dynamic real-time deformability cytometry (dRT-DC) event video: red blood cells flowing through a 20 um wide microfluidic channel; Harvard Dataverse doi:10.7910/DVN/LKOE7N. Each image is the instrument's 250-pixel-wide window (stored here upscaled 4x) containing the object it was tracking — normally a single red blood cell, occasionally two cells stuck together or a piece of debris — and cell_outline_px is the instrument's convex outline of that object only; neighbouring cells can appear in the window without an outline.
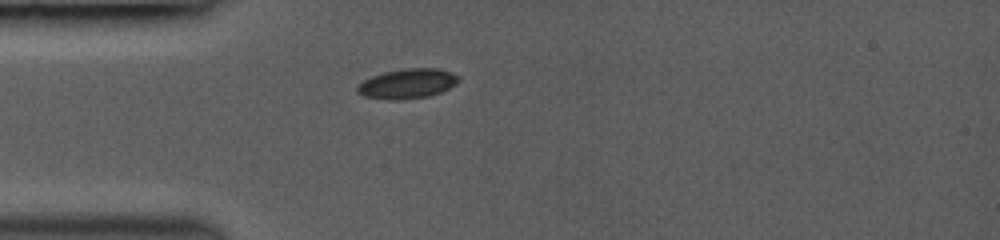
{"species": "common noctule bat (a hibernating species)", "species_latin": "Nyctalus noctula", "temperature_condition": "room temperature", "stored_images_in_passage": 28, "camera_frame_rate_fps": 3000, "um_per_image_px": 0.085, "animal": {"sex": "female", "body_mass_g": 19.0, "forearm_length_mm": 53.3}, "frame": {"image": 1, "passage_image": 1, "time_ms": 0.0, "image_size_px": [1000, 240], "cell_outline_px": [[460, 80], [456, 84], [440, 92], [428, 96], [400, 100], [388, 100], [364, 96], [356, 92], [356, 84], [372, 76], [384, 72], [408, 68], [440, 68], [452, 72], [460, 76]], "centroid_in_image_um": [34.62, 7.11], "position_along_channel_um": 50.4, "area_um2": 17.74}}
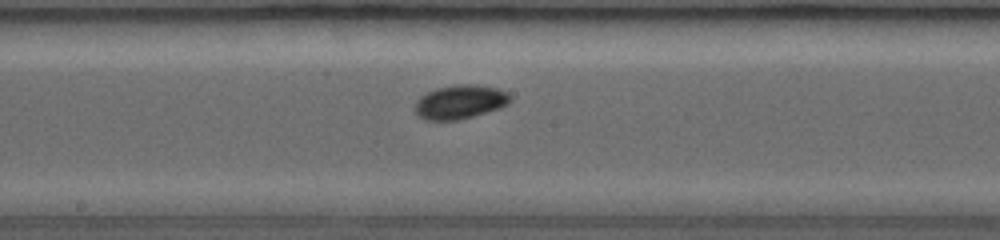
{"frame": {"image": 2, "passage_image": 11, "time_ms": 4.0, "image_size_px": [1000, 240], "cell_outline_px": [[512, 100], [508, 104], [500, 108], [472, 116], [456, 120], [424, 120], [416, 116], [416, 100], [420, 96], [436, 88], [456, 84], [476, 84], [496, 88], [508, 92], [512, 96]], "centroid_in_image_um": [39.11, 8.66], "position_along_channel_um": 209.1, "area_um2": 18.96}}
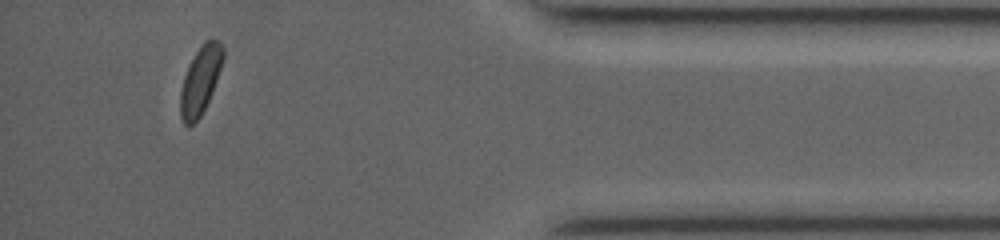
{"frame": {"image": 3, "passage_image": 25, "time_ms": 9.667, "image_size_px": [1000, 240], "cell_outline_px": [[224, 56], [212, 92], [200, 116], [188, 128], [184, 124], [180, 116], [180, 92], [184, 76], [196, 52], [208, 40], [216, 40], [224, 48]], "centroid_in_image_um": [17.01, 6.88], "position_along_channel_um": 418.2, "area_um2": 16.3}, "authors_computed_cell_mechanics": {"area_um2": 17.5423, "velocity_mm_per_s": 4.211, "shape_relaxation_time_tau1_ms": 2.1015, "shape_relaxation_time_tau2_ms": 3.695, "deformation_change_tau1": 0.0658, "deformation_change_tau2": 0.0527}}